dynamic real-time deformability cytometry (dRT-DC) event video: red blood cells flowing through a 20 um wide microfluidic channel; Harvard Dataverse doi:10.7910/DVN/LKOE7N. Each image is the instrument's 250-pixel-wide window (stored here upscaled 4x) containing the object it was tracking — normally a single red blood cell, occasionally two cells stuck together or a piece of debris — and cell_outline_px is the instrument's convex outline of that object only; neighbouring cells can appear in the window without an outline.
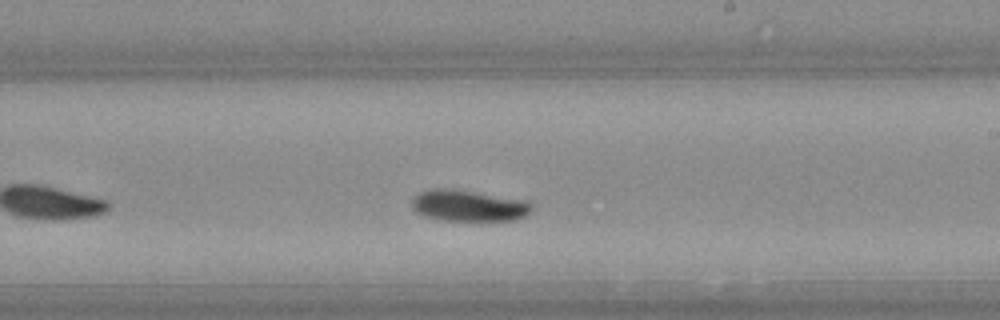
{"species": "Egyptian fruit bat (a non-hibernating species)", "species_latin": "Rousettus aegyptiacus", "temperature_condition": "warm", "stored_images_in_passage": 29, "camera_frame_rate_fps": 3000, "um_per_image_px": 0.085, "animal": {"sex": "female"}, "frame": {"image": 1, "passage_image": 13, "time_ms": 4.0, "image_size_px": [1000, 320], "cell_outline_px": [[532, 208], [524, 216], [516, 220], [444, 220], [424, 216], [416, 212], [412, 208], [412, 200], [420, 192], [432, 188], [452, 188], [524, 200], [532, 204]], "centroid_in_image_um": [39.79, 17.47], "position_along_channel_um": 249.2, "area_um2": 21.68}}